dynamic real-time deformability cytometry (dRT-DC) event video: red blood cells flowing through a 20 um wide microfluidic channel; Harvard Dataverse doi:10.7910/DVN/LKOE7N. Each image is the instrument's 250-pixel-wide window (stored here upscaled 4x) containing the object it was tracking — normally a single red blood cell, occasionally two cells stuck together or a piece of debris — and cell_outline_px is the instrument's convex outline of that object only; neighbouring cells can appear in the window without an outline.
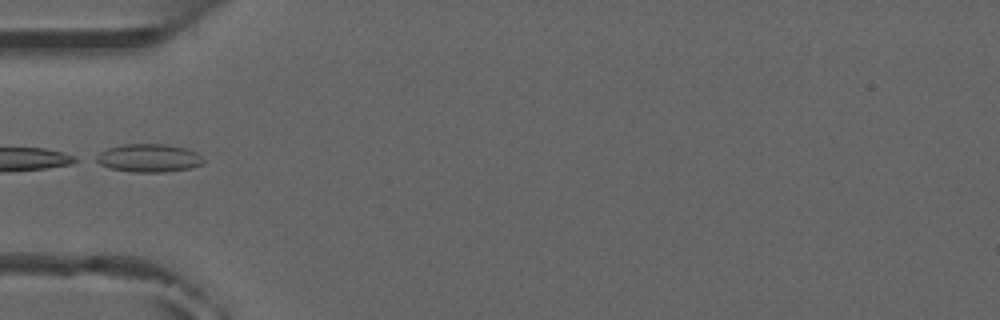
{"species": "common noctule bat (a hibernating species)", "species_latin": "Nyctalus noctula", "temperature_condition": "room temperature", "stored_images_in_passage": 6, "camera_frame_rate_fps": 3000, "um_per_image_px": 0.085, "animal": {"sex": "male", "forearm_length_mm": 52.5}, "frame": {"image": 1, "passage_image": 5, "time_ms": 5.333, "image_size_px": [1000, 320], "cell_outline_px": [[204, 164], [192, 168], [164, 172], [132, 172], [112, 168], [100, 164], [92, 160], [92, 156], [108, 148], [124, 144], [164, 144], [188, 148], [196, 152], [204, 160]], "centroid_in_image_um": [12.63, 13.43], "position_along_channel_um": 72.4, "area_um2": 17.8}}
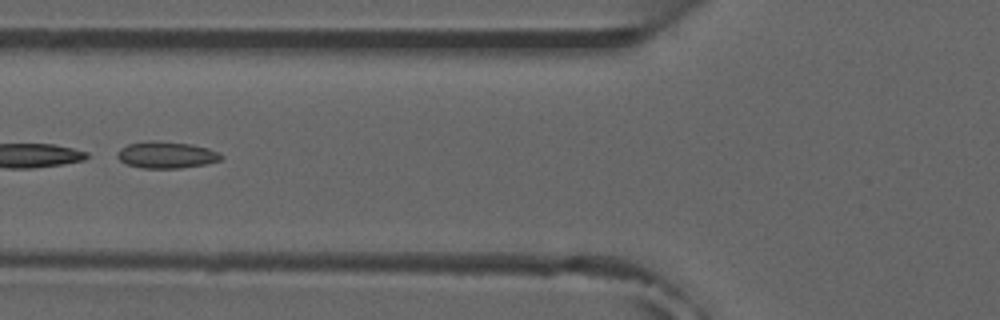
{"frame": {"image": 2, "passage_image": 6, "time_ms": 6.333, "image_size_px": [1000, 320], "cell_outline_px": [[224, 156], [220, 160], [204, 164], [180, 168], [144, 168], [128, 164], [120, 160], [116, 156], [116, 152], [120, 148], [128, 144], [148, 140], [156, 140], [192, 144], [208, 148], [220, 152]], "centroid_in_image_um": [14.14, 13.15], "position_along_channel_um": 111.7, "area_um2": 16.24}}